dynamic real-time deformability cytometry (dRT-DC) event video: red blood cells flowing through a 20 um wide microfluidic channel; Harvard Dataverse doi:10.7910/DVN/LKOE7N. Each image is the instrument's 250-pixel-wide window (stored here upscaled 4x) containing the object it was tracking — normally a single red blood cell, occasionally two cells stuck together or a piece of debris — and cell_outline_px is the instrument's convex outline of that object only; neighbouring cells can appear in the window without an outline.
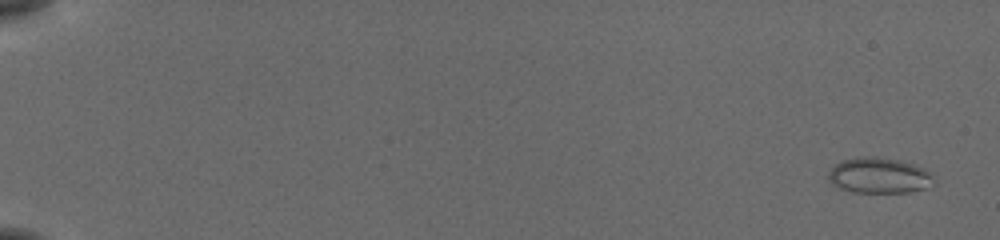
{"species": "common noctule bat (a hibernating species)", "species_latin": "Nyctalus noctula", "temperature_condition": "cold", "stored_images_in_passage": 56, "segment_of_instrument_passage": [1, 2], "camera_frame_rate_fps": 3000, "um_per_image_px": 0.085, "animal": {"sex": "female", "body_mass_g": 19.5, "forearm_length_mm": 54.1}, "frame": {"image": 1, "passage_image": 1, "time_ms": 0.0, "image_size_px": [1000, 240], "cell_outline_px": [[936, 184], [928, 188], [908, 192], [852, 192], [840, 188], [832, 184], [828, 180], [828, 172], [836, 164], [844, 160], [864, 156], [876, 156], [900, 160], [924, 168], [932, 176]], "centroid_in_image_um": [74.74, 14.92], "position_along_channel_um": 10.3, "area_um2": 21.96}}
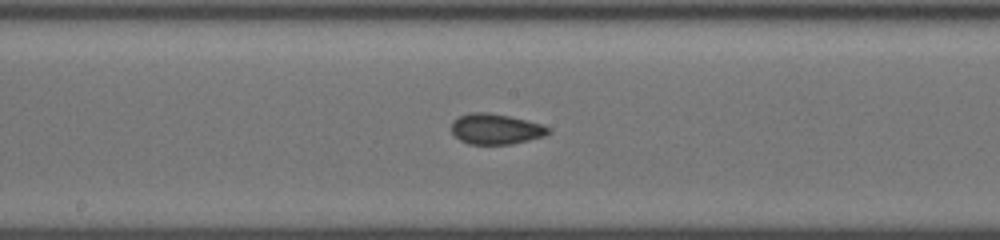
{"frame": {"image": 2, "passage_image": 31, "time_ms": 10.0, "image_size_px": [1000, 240], "cell_outline_px": [[548, 132], [544, 136], [512, 144], [468, 144], [460, 140], [452, 132], [452, 120], [468, 112], [488, 112], [508, 116], [540, 124], [548, 128]], "centroid_in_image_um": [42.08, 10.96], "position_along_channel_um": 206.1, "area_um2": 16.99}}
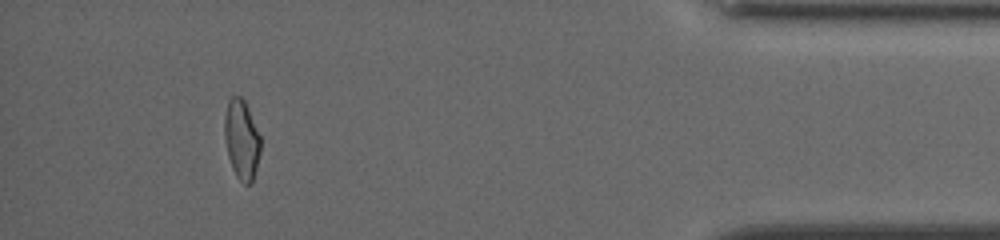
{"frame": {"image": 3, "passage_image": 51, "time_ms": 16.667, "image_size_px": [1000, 240], "cell_outline_px": [[260, 152], [256, 168], [252, 180], [248, 184], [244, 184], [236, 176], [232, 168], [228, 156], [224, 136], [224, 116], [228, 100], [232, 96], [240, 96], [244, 100], [248, 108], [260, 136]], "centroid_in_image_um": [20.52, 11.84], "position_along_channel_um": 414.7, "area_um2": 16.59}}